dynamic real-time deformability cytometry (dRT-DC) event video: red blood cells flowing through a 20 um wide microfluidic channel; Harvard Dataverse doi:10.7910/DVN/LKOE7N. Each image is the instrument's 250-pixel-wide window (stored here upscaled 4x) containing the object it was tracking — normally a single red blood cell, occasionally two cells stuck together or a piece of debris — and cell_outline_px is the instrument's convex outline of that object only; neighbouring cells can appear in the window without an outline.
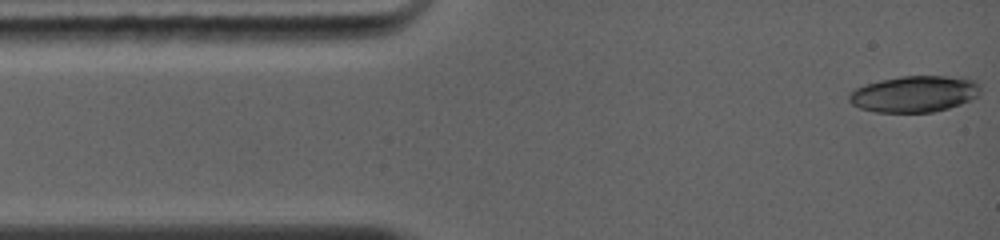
{"species": "common noctule bat (a hibernating species)", "species_latin": "Nyctalus noctula", "temperature_condition": "warm", "stored_images_in_passage": 7, "camera_frame_rate_fps": 5000, "um_per_image_px": 0.085, "animal": {"sex": "female", "body_mass_g": 19.0, "forearm_length_mm": 56.7}, "frame": {"image": 1, "passage_image": 1, "time_ms": 0.0, "image_size_px": [1000, 240], "cell_outline_px": [[980, 92], [976, 96], [960, 104], [948, 108], [932, 112], [876, 112], [860, 108], [852, 104], [848, 100], [848, 92], [864, 84], [880, 80], [900, 76], [964, 76], [976, 80], [980, 84]], "centroid_in_image_um": [77.72, 7.96], "position_along_channel_um": 7.3, "area_um2": 28.09}}
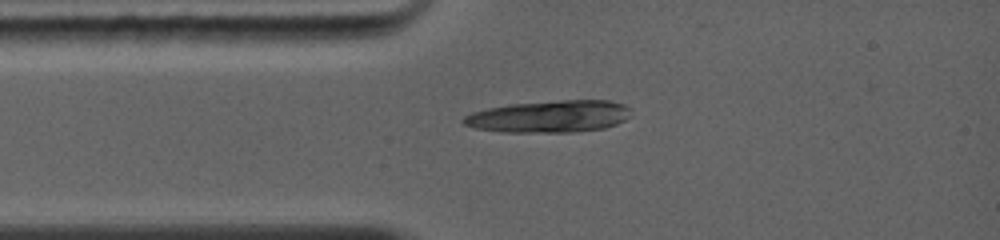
{"frame": {"image": 2, "passage_image": 7, "time_ms": 2.2, "image_size_px": [1000, 240], "cell_outline_px": [[632, 116], [616, 124], [604, 128], [572, 132], [500, 132], [476, 128], [464, 124], [460, 120], [464, 116], [472, 112], [488, 108], [508, 104], [560, 100], [608, 100], [624, 104], [632, 108]], "centroid_in_image_um": [46.73, 9.89], "position_along_channel_um": 38.3, "area_um2": 31.56}}